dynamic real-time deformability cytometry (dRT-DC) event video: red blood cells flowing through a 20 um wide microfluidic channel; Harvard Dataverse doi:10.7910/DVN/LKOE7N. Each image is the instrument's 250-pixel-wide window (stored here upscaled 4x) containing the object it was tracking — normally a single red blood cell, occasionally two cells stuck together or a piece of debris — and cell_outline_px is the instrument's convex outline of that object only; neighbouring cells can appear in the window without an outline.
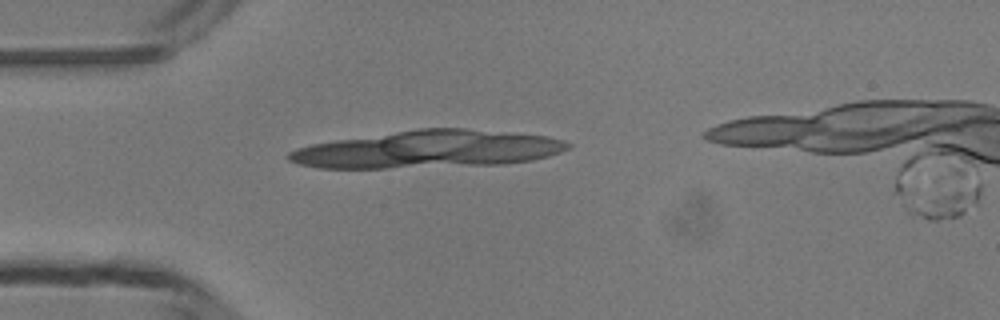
{"species": "common noctule bat (a hibernating species)", "species_latin": "Nyctalus noctula", "temperature_condition": "room temperature", "stored_images_in_passage": 3, "camera_frame_rate_fps": 3000, "um_per_image_px": 0.085, "animal": {"sex": "male", "body_mass_g": 13.3}, "frame": {"image": 1, "passage_image": 3, "time_ms": 2.333, "image_size_px": [1000, 320], "cell_outline_px": [[980, 192], [976, 204], [960, 216], [936, 220], [928, 220], [912, 216], [908, 212], [904, 204], [976, 184], [980, 184]], "centroid_in_image_um": [80.35, 17.35], "position_along_channel_um": 4.7, "area_um2": 11.68}}